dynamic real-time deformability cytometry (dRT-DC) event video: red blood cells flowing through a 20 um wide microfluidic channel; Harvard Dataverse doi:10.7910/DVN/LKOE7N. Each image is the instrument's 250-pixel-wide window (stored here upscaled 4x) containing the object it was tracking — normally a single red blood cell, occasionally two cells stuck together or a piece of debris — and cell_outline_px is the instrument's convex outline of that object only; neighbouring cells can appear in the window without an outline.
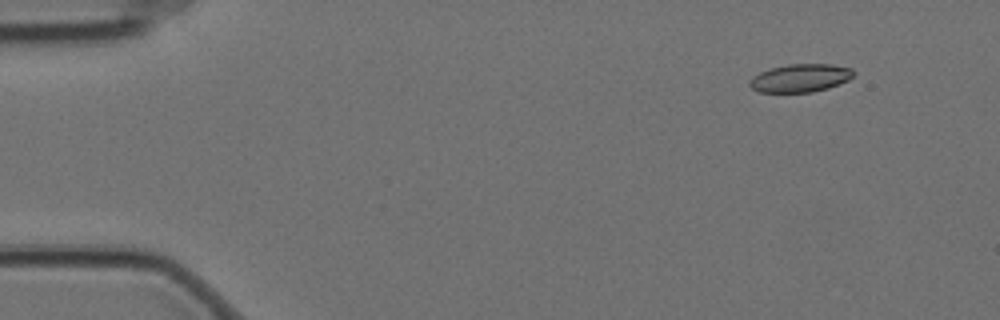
{"species": "Egyptian fruit bat (a non-hibernating species)", "species_latin": "Rousettus aegyptiacus", "temperature_condition": "cold", "stored_images_in_passage": 6, "camera_frame_rate_fps": 3000, "um_per_image_px": 0.085, "animal": {"sex": "female"}, "frame": {"image": 1, "passage_image": 1, "time_ms": 0.0, "image_size_px": [1000, 320], "cell_outline_px": [[852, 76], [848, 80], [828, 88], [812, 92], [760, 92], [752, 88], [748, 84], [748, 80], [752, 76], [768, 68], [788, 64], [832, 64], [852, 68]], "centroid_in_image_um": [67.98, 6.62], "position_along_channel_um": 17.0, "area_um2": 17.05}}
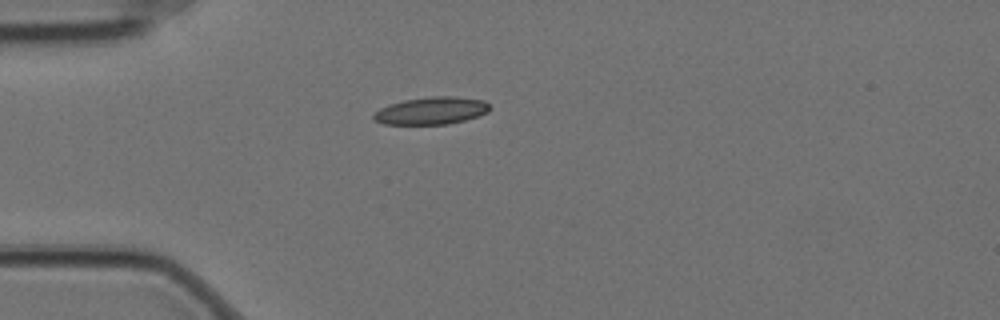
{"frame": {"image": 2, "passage_image": 4, "time_ms": 1.0, "image_size_px": [1000, 320], "cell_outline_px": [[488, 112], [464, 120], [448, 124], [384, 124], [372, 120], [372, 116], [380, 108], [388, 104], [404, 100], [432, 96], [452, 96], [484, 100], [488, 104]], "centroid_in_image_um": [36.62, 9.41], "position_along_channel_um": 48.4, "area_um2": 18.44}}
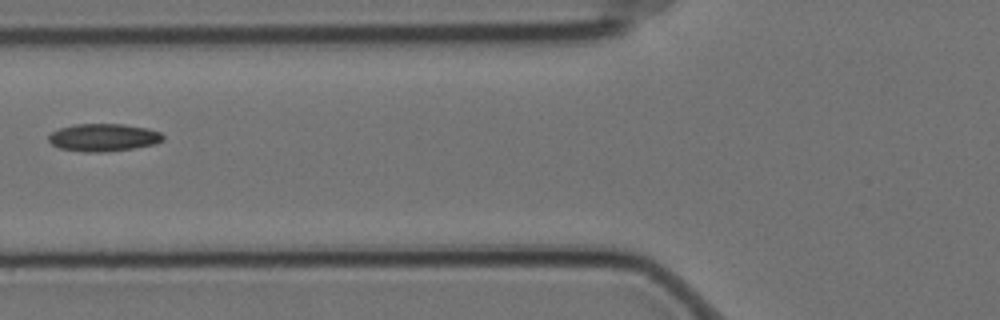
{"frame": {"image": 3, "passage_image": 6, "time_ms": 1.667, "image_size_px": [1000, 320], "cell_outline_px": [[164, 140], [152, 144], [132, 148], [104, 152], [84, 152], [60, 148], [52, 144], [48, 140], [48, 136], [52, 132], [60, 128], [76, 124], [124, 124], [148, 128], [160, 132], [164, 136]], "centroid_in_image_um": [8.79, 11.68], "position_along_channel_um": 117.0, "area_um2": 18.32}}